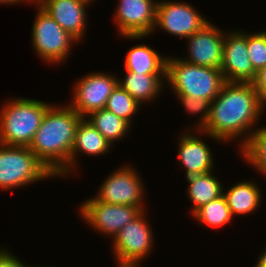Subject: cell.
I'll list each match as a JSON object with an SVG mask.
<instances>
[{"label": "cell", "mask_w": 266, "mask_h": 267, "mask_svg": "<svg viewBox=\"0 0 266 267\" xmlns=\"http://www.w3.org/2000/svg\"><path fill=\"white\" fill-rule=\"evenodd\" d=\"M185 179L186 183H188L186 195L190 203H192V207L189 210L191 217L200 207L223 195L224 185L219 178L214 176V171L189 175Z\"/></svg>", "instance_id": "20"}, {"label": "cell", "mask_w": 266, "mask_h": 267, "mask_svg": "<svg viewBox=\"0 0 266 267\" xmlns=\"http://www.w3.org/2000/svg\"><path fill=\"white\" fill-rule=\"evenodd\" d=\"M31 4H39L42 0H29Z\"/></svg>", "instance_id": "33"}, {"label": "cell", "mask_w": 266, "mask_h": 267, "mask_svg": "<svg viewBox=\"0 0 266 267\" xmlns=\"http://www.w3.org/2000/svg\"><path fill=\"white\" fill-rule=\"evenodd\" d=\"M265 249V250H264ZM256 260L254 267H266V247H264Z\"/></svg>", "instance_id": "30"}, {"label": "cell", "mask_w": 266, "mask_h": 267, "mask_svg": "<svg viewBox=\"0 0 266 267\" xmlns=\"http://www.w3.org/2000/svg\"><path fill=\"white\" fill-rule=\"evenodd\" d=\"M220 70L225 82L251 83L255 78L256 71L248 56L247 32L243 29L225 32Z\"/></svg>", "instance_id": "14"}, {"label": "cell", "mask_w": 266, "mask_h": 267, "mask_svg": "<svg viewBox=\"0 0 266 267\" xmlns=\"http://www.w3.org/2000/svg\"><path fill=\"white\" fill-rule=\"evenodd\" d=\"M177 137L178 150L176 151V158L185 171V178L189 175L204 174L214 170L216 167L214 153L212 148L209 147L210 145L206 143L208 140L205 141V139L209 137V139L211 138V140L219 144L223 143L221 140L198 129H186L185 132L183 129L182 133Z\"/></svg>", "instance_id": "13"}, {"label": "cell", "mask_w": 266, "mask_h": 267, "mask_svg": "<svg viewBox=\"0 0 266 267\" xmlns=\"http://www.w3.org/2000/svg\"><path fill=\"white\" fill-rule=\"evenodd\" d=\"M225 83L218 68L199 66L171 55L166 60L165 87L174 95H189L212 102Z\"/></svg>", "instance_id": "4"}, {"label": "cell", "mask_w": 266, "mask_h": 267, "mask_svg": "<svg viewBox=\"0 0 266 267\" xmlns=\"http://www.w3.org/2000/svg\"><path fill=\"white\" fill-rule=\"evenodd\" d=\"M178 102L184 107V110L189 114L198 115L197 121L195 120L194 125L190 124L187 129H198L201 130L207 123L210 115L211 102L205 99H195L189 95H175Z\"/></svg>", "instance_id": "26"}, {"label": "cell", "mask_w": 266, "mask_h": 267, "mask_svg": "<svg viewBox=\"0 0 266 267\" xmlns=\"http://www.w3.org/2000/svg\"><path fill=\"white\" fill-rule=\"evenodd\" d=\"M91 4L87 0H42L39 3L61 28L79 42L84 41L87 34L88 14L86 12Z\"/></svg>", "instance_id": "16"}, {"label": "cell", "mask_w": 266, "mask_h": 267, "mask_svg": "<svg viewBox=\"0 0 266 267\" xmlns=\"http://www.w3.org/2000/svg\"><path fill=\"white\" fill-rule=\"evenodd\" d=\"M266 108L251 83L225 82L211 102L210 115L201 129L223 143L239 141L238 150L258 128Z\"/></svg>", "instance_id": "1"}, {"label": "cell", "mask_w": 266, "mask_h": 267, "mask_svg": "<svg viewBox=\"0 0 266 267\" xmlns=\"http://www.w3.org/2000/svg\"><path fill=\"white\" fill-rule=\"evenodd\" d=\"M147 212L143 210L112 239L111 248L116 261L141 264L153 252L155 235Z\"/></svg>", "instance_id": "8"}, {"label": "cell", "mask_w": 266, "mask_h": 267, "mask_svg": "<svg viewBox=\"0 0 266 267\" xmlns=\"http://www.w3.org/2000/svg\"><path fill=\"white\" fill-rule=\"evenodd\" d=\"M29 4V5H32L31 3H30V1L29 0H0V5H17V4Z\"/></svg>", "instance_id": "31"}, {"label": "cell", "mask_w": 266, "mask_h": 267, "mask_svg": "<svg viewBox=\"0 0 266 267\" xmlns=\"http://www.w3.org/2000/svg\"><path fill=\"white\" fill-rule=\"evenodd\" d=\"M87 1L91 2V3H92V5H93V2H94L95 0H87ZM96 1H97V0H96Z\"/></svg>", "instance_id": "35"}, {"label": "cell", "mask_w": 266, "mask_h": 267, "mask_svg": "<svg viewBox=\"0 0 266 267\" xmlns=\"http://www.w3.org/2000/svg\"><path fill=\"white\" fill-rule=\"evenodd\" d=\"M118 77L116 73L98 70L79 77L73 84L72 97L67 104L83 118L105 108L110 94L118 85Z\"/></svg>", "instance_id": "10"}, {"label": "cell", "mask_w": 266, "mask_h": 267, "mask_svg": "<svg viewBox=\"0 0 266 267\" xmlns=\"http://www.w3.org/2000/svg\"><path fill=\"white\" fill-rule=\"evenodd\" d=\"M20 260L18 256L13 254V251L7 247H0V267H33L26 263V261Z\"/></svg>", "instance_id": "28"}, {"label": "cell", "mask_w": 266, "mask_h": 267, "mask_svg": "<svg viewBox=\"0 0 266 267\" xmlns=\"http://www.w3.org/2000/svg\"><path fill=\"white\" fill-rule=\"evenodd\" d=\"M247 47L248 56L257 72L266 66V32L264 30L253 33L247 31Z\"/></svg>", "instance_id": "27"}, {"label": "cell", "mask_w": 266, "mask_h": 267, "mask_svg": "<svg viewBox=\"0 0 266 267\" xmlns=\"http://www.w3.org/2000/svg\"><path fill=\"white\" fill-rule=\"evenodd\" d=\"M0 107V143L30 146L47 109L53 104L39 99L14 97Z\"/></svg>", "instance_id": "3"}, {"label": "cell", "mask_w": 266, "mask_h": 267, "mask_svg": "<svg viewBox=\"0 0 266 267\" xmlns=\"http://www.w3.org/2000/svg\"><path fill=\"white\" fill-rule=\"evenodd\" d=\"M141 107L142 105L118 84L110 94L105 108L132 126L133 118L137 112L140 113Z\"/></svg>", "instance_id": "25"}, {"label": "cell", "mask_w": 266, "mask_h": 267, "mask_svg": "<svg viewBox=\"0 0 266 267\" xmlns=\"http://www.w3.org/2000/svg\"><path fill=\"white\" fill-rule=\"evenodd\" d=\"M251 84L260 95L261 102L266 108V66L256 72Z\"/></svg>", "instance_id": "29"}, {"label": "cell", "mask_w": 266, "mask_h": 267, "mask_svg": "<svg viewBox=\"0 0 266 267\" xmlns=\"http://www.w3.org/2000/svg\"><path fill=\"white\" fill-rule=\"evenodd\" d=\"M78 216L94 232L113 239L142 210L136 206L114 205L97 201L93 196L79 205Z\"/></svg>", "instance_id": "9"}, {"label": "cell", "mask_w": 266, "mask_h": 267, "mask_svg": "<svg viewBox=\"0 0 266 267\" xmlns=\"http://www.w3.org/2000/svg\"><path fill=\"white\" fill-rule=\"evenodd\" d=\"M116 267H142L143 265L140 263H128V262H118L115 263Z\"/></svg>", "instance_id": "32"}, {"label": "cell", "mask_w": 266, "mask_h": 267, "mask_svg": "<svg viewBox=\"0 0 266 267\" xmlns=\"http://www.w3.org/2000/svg\"><path fill=\"white\" fill-rule=\"evenodd\" d=\"M239 150L238 154L249 167L266 176V126H258Z\"/></svg>", "instance_id": "24"}, {"label": "cell", "mask_w": 266, "mask_h": 267, "mask_svg": "<svg viewBox=\"0 0 266 267\" xmlns=\"http://www.w3.org/2000/svg\"><path fill=\"white\" fill-rule=\"evenodd\" d=\"M210 21L186 38L187 56L180 55V58L195 65L221 69L226 30Z\"/></svg>", "instance_id": "15"}, {"label": "cell", "mask_w": 266, "mask_h": 267, "mask_svg": "<svg viewBox=\"0 0 266 267\" xmlns=\"http://www.w3.org/2000/svg\"><path fill=\"white\" fill-rule=\"evenodd\" d=\"M111 144L128 136L132 126L106 108L91 112L85 117ZM132 128V129H131ZM115 142V143H114Z\"/></svg>", "instance_id": "22"}, {"label": "cell", "mask_w": 266, "mask_h": 267, "mask_svg": "<svg viewBox=\"0 0 266 267\" xmlns=\"http://www.w3.org/2000/svg\"><path fill=\"white\" fill-rule=\"evenodd\" d=\"M166 73H135L125 71L124 77H118V84L125 89L140 105L154 102L162 96Z\"/></svg>", "instance_id": "18"}, {"label": "cell", "mask_w": 266, "mask_h": 267, "mask_svg": "<svg viewBox=\"0 0 266 267\" xmlns=\"http://www.w3.org/2000/svg\"><path fill=\"white\" fill-rule=\"evenodd\" d=\"M199 12L185 1L158 0L153 33L159 28L171 36L186 39L209 22Z\"/></svg>", "instance_id": "12"}, {"label": "cell", "mask_w": 266, "mask_h": 267, "mask_svg": "<svg viewBox=\"0 0 266 267\" xmlns=\"http://www.w3.org/2000/svg\"><path fill=\"white\" fill-rule=\"evenodd\" d=\"M33 5L37 8L31 28L33 50L40 60L58 67L68 61L73 52L71 49L80 42L61 28L39 4Z\"/></svg>", "instance_id": "6"}, {"label": "cell", "mask_w": 266, "mask_h": 267, "mask_svg": "<svg viewBox=\"0 0 266 267\" xmlns=\"http://www.w3.org/2000/svg\"><path fill=\"white\" fill-rule=\"evenodd\" d=\"M33 267H51V266H50V265H47V266H46V265H44V266H43V265H40V266H39V265H37V266H36V265L34 264V266H33ZM52 267H53V266H52Z\"/></svg>", "instance_id": "34"}, {"label": "cell", "mask_w": 266, "mask_h": 267, "mask_svg": "<svg viewBox=\"0 0 266 267\" xmlns=\"http://www.w3.org/2000/svg\"><path fill=\"white\" fill-rule=\"evenodd\" d=\"M158 0H118L113 21L119 36L129 41L153 34Z\"/></svg>", "instance_id": "11"}, {"label": "cell", "mask_w": 266, "mask_h": 267, "mask_svg": "<svg viewBox=\"0 0 266 267\" xmlns=\"http://www.w3.org/2000/svg\"><path fill=\"white\" fill-rule=\"evenodd\" d=\"M256 180H244L233 183L228 189H223V195L227 200L228 207L231 214L235 216H247L254 214L261 206L262 194L261 187H259ZM257 183V184H256Z\"/></svg>", "instance_id": "19"}, {"label": "cell", "mask_w": 266, "mask_h": 267, "mask_svg": "<svg viewBox=\"0 0 266 267\" xmlns=\"http://www.w3.org/2000/svg\"><path fill=\"white\" fill-rule=\"evenodd\" d=\"M167 57L150 45L136 43L125 54L124 69L135 73H166Z\"/></svg>", "instance_id": "21"}, {"label": "cell", "mask_w": 266, "mask_h": 267, "mask_svg": "<svg viewBox=\"0 0 266 267\" xmlns=\"http://www.w3.org/2000/svg\"><path fill=\"white\" fill-rule=\"evenodd\" d=\"M83 119L67 103L52 104L29 148L58 180L70 178V157L77 127Z\"/></svg>", "instance_id": "2"}, {"label": "cell", "mask_w": 266, "mask_h": 267, "mask_svg": "<svg viewBox=\"0 0 266 267\" xmlns=\"http://www.w3.org/2000/svg\"><path fill=\"white\" fill-rule=\"evenodd\" d=\"M112 144L85 118H83L76 130L70 157V175H77L80 155L101 156L112 150ZM79 160V161H78Z\"/></svg>", "instance_id": "17"}, {"label": "cell", "mask_w": 266, "mask_h": 267, "mask_svg": "<svg viewBox=\"0 0 266 267\" xmlns=\"http://www.w3.org/2000/svg\"><path fill=\"white\" fill-rule=\"evenodd\" d=\"M57 179L28 146L0 143V190L12 191L35 182Z\"/></svg>", "instance_id": "5"}, {"label": "cell", "mask_w": 266, "mask_h": 267, "mask_svg": "<svg viewBox=\"0 0 266 267\" xmlns=\"http://www.w3.org/2000/svg\"><path fill=\"white\" fill-rule=\"evenodd\" d=\"M192 216L200 225L211 229L223 228L234 218L224 195L203 205Z\"/></svg>", "instance_id": "23"}, {"label": "cell", "mask_w": 266, "mask_h": 267, "mask_svg": "<svg viewBox=\"0 0 266 267\" xmlns=\"http://www.w3.org/2000/svg\"><path fill=\"white\" fill-rule=\"evenodd\" d=\"M140 175L134 165H120L105 177L93 197L107 204L136 206L142 211L147 210L144 201L147 200V189Z\"/></svg>", "instance_id": "7"}]
</instances>
